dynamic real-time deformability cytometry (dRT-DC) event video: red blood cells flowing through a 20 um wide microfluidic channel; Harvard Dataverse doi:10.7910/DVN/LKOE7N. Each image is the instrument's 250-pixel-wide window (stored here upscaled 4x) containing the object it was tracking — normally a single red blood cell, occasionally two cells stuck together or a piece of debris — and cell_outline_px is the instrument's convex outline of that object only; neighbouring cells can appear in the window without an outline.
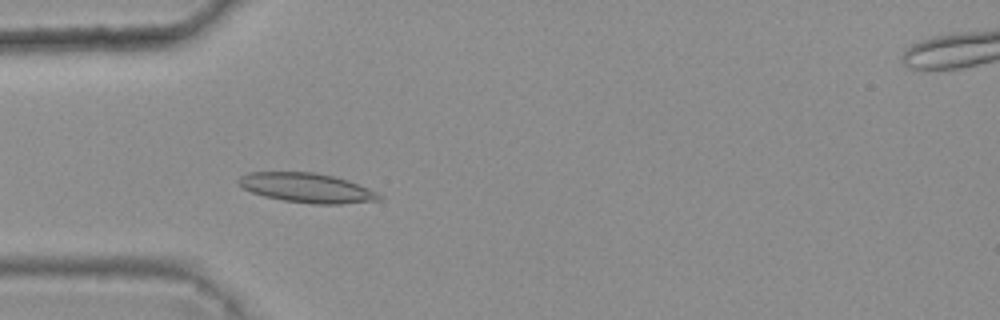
{"species": "common noctule bat (a hibernating species)", "species_latin": "Nyctalus noctula", "temperature_condition": "warm", "stored_images_in_passage": 4, "camera_frame_rate_fps": 3000, "um_per_image_px": 0.085, "animal": {"sex": "female", "body_mass_g": 25.1}, "frame": {"image": 1, "passage_image": 4, "time_ms": 1.0, "image_size_px": [1000, 320], "cell_outline_px": [[384, 200], [340, 204], [312, 204], [284, 200], [264, 196], [252, 192], [236, 184], [236, 180], [240, 176], [248, 172], [312, 172], [332, 176], [348, 180], [368, 188], [384, 196]], "centroid_in_image_um": [26.09, 15.97], "position_along_channel_um": 58.9, "area_um2": 24.28}}